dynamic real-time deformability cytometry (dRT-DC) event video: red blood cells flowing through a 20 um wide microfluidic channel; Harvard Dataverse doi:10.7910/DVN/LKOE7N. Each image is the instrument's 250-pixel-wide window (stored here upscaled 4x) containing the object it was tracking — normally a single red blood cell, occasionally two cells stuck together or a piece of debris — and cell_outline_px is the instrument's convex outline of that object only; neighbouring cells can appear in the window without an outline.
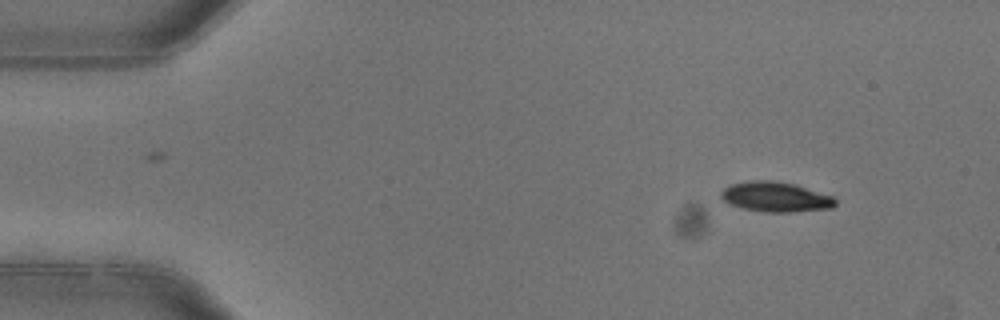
{"species": "common noctule bat (a hibernating species)", "species_latin": "Nyctalus noctula", "temperature_condition": "warm", "stored_images_in_passage": 3, "camera_frame_rate_fps": 3000, "um_per_image_px": 0.085, "animal": {"sex": "female"}, "frame": {"image": 1, "passage_image": 1, "time_ms": 0.0, "image_size_px": [1000, 320], "cell_outline_px": [[836, 204], [832, 208], [792, 212], [764, 212], [740, 208], [728, 204], [720, 196], [720, 192], [724, 188], [732, 184], [752, 180], [772, 180], [792, 184], [832, 196], [836, 200]], "centroid_in_image_um": [65.88, 16.75], "position_along_channel_um": 19.1, "area_um2": 19.88}}